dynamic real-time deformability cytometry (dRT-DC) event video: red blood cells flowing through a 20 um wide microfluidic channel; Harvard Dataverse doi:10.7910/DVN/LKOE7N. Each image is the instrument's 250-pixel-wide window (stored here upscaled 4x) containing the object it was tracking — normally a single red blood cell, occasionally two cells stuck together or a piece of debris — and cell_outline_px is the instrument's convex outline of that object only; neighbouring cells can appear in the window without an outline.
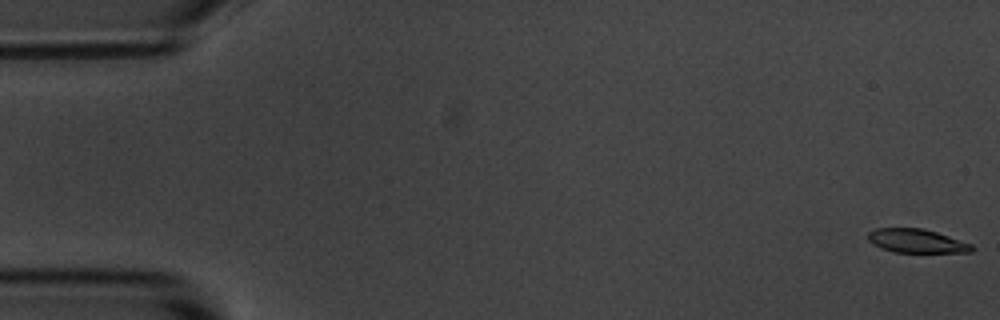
{"species": "common noctule bat (a hibernating species)", "species_latin": "Nyctalus noctula", "temperature_condition": "room temperature", "stored_images_in_passage": 5, "camera_frame_rate_fps": 3000, "um_per_image_px": 0.085, "animal": {"sex": "male", "body_mass_g": 20.1, "forearm_length_mm": 53.5}, "frame": {"image": 1, "passage_image": 1, "time_ms": 0.0, "image_size_px": [1000, 320], "cell_outline_px": [[976, 248], [972, 252], [892, 252], [880, 248], [872, 244], [868, 240], [868, 232], [876, 228], [924, 228], [972, 244]], "centroid_in_image_um": [77.89, 20.48], "position_along_channel_um": 7.1, "area_um2": 14.45}}
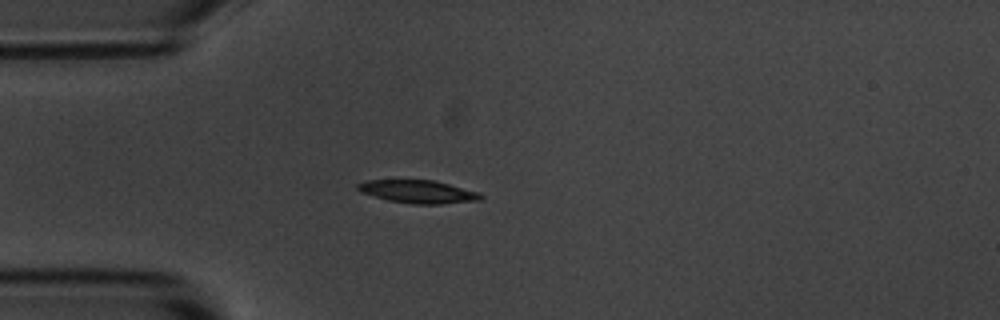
{"frame": {"image": 2, "passage_image": 5, "time_ms": 4.667, "image_size_px": [1000, 320], "cell_outline_px": [[484, 196], [480, 200], [440, 204], [412, 204], [388, 200], [360, 192], [356, 188], [356, 184], [368, 180], [432, 180], [480, 192]], "centroid_in_image_um": [35.53, 16.29], "position_along_channel_um": 49.5, "area_um2": 16.42}}